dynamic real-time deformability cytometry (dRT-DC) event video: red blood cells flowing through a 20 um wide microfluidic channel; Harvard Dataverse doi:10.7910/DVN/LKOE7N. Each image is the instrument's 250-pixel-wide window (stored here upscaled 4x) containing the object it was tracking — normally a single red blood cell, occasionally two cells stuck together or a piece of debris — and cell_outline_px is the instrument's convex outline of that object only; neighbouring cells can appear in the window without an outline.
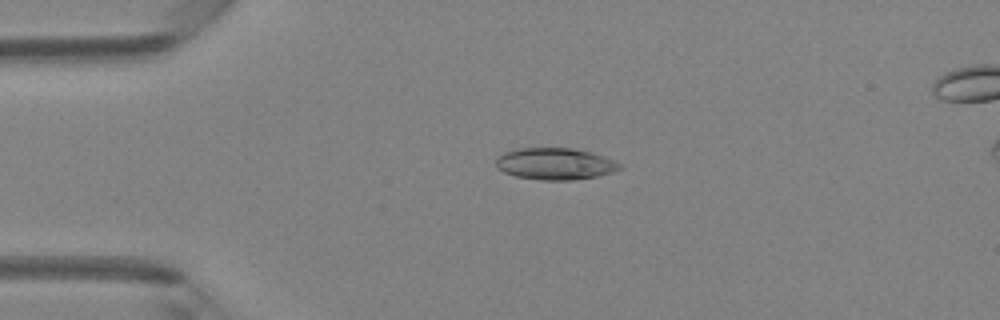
{"species": "Egyptian fruit bat (a non-hibernating species)", "species_latin": "Rousettus aegyptiacus", "temperature_condition": "room temperature", "stored_images_in_passage": 47, "camera_frame_rate_fps": 3000, "um_per_image_px": 0.085, "animal": {"sex": "female"}, "frame": {"image": 1, "passage_image": 10, "time_ms": 3.0, "image_size_px": [1000, 320], "cell_outline_px": [[624, 168], [612, 172], [596, 176], [572, 180], [540, 180], [516, 176], [504, 172], [496, 168], [496, 156], [500, 152], [516, 148], [572, 148], [604, 156], [624, 164]], "centroid_in_image_um": [47.16, 13.92], "position_along_channel_um": 37.8, "area_um2": 23.18}}
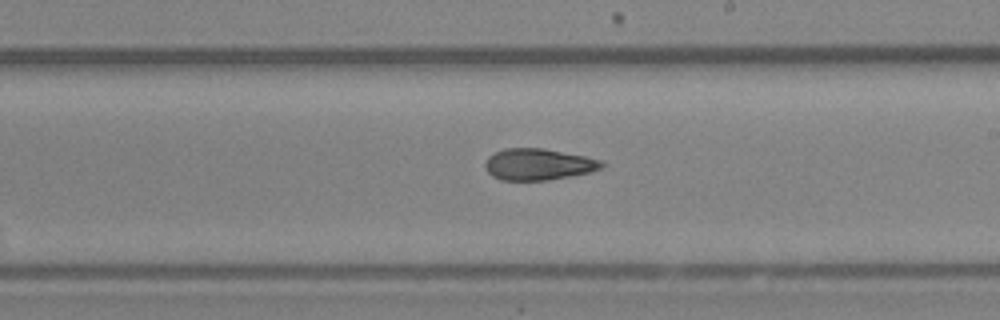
{"frame": {"image": 2, "passage_image": 27, "time_ms": 8.667, "image_size_px": [1000, 320], "cell_outline_px": [[608, 164], [604, 168], [592, 172], [548, 180], [500, 180], [492, 176], [488, 172], [484, 164], [488, 156], [504, 148], [544, 148], [584, 156], [600, 160]], "centroid_in_image_um": [45.79, 13.97], "position_along_channel_um": 243.2, "area_um2": 21.56}}
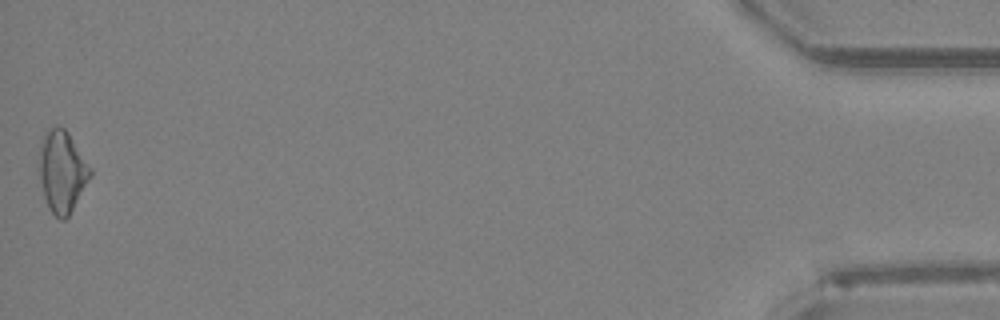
{"frame": {"image": 3, "passage_image": 47, "time_ms": 15.333, "image_size_px": [1000, 320], "cell_outline_px": [[92, 176], [68, 216], [64, 220], [60, 220], [48, 208], [44, 196], [40, 180], [40, 148], [44, 132], [48, 128], [64, 128], [68, 132], [92, 168]], "centroid_in_image_um": [5.3, 14.59], "position_along_channel_um": 429.9, "area_um2": 24.1}, "authors_computed_cell_mechanics": {"area_um2": 21.8484, "velocity_mm_per_s": 4.2237, "shape_relaxation_time_tau1_ms": 10.1819, "shape_relaxation_time_tau2_ms": 2.679, "deformation_change_tau1": 0.2541, "deformation_change_tau2": 0.092}}